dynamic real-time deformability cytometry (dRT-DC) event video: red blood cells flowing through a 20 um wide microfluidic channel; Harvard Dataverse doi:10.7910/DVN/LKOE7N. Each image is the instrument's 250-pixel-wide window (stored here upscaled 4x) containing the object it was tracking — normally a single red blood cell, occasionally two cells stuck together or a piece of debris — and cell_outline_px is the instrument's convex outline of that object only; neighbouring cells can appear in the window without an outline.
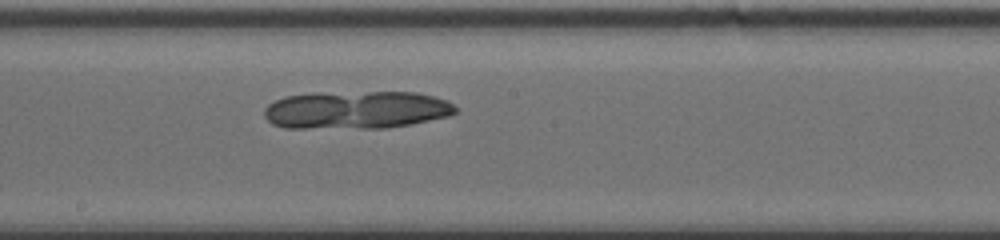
{"species": "human", "species_latin": "Homo sapiens", "temperature_condition": "cold", "stored_images_in_passage": 42, "camera_frame_rate_fps": 3000, "um_per_image_px": 0.085, "donor": {"sex": "male"}, "frame": {"image": 1, "passage_image": 19, "time_ms": 6.0, "image_size_px": [1000, 240], "cell_outline_px": [[456, 112], [448, 116], [388, 128], [284, 128], [272, 124], [264, 116], [264, 108], [268, 104], [284, 96], [368, 92], [416, 92], [432, 96], [444, 100], [452, 104], [456, 108]], "centroid_in_image_um": [30.26, 9.36], "position_along_channel_um": 217.9, "area_um2": 41.62}}